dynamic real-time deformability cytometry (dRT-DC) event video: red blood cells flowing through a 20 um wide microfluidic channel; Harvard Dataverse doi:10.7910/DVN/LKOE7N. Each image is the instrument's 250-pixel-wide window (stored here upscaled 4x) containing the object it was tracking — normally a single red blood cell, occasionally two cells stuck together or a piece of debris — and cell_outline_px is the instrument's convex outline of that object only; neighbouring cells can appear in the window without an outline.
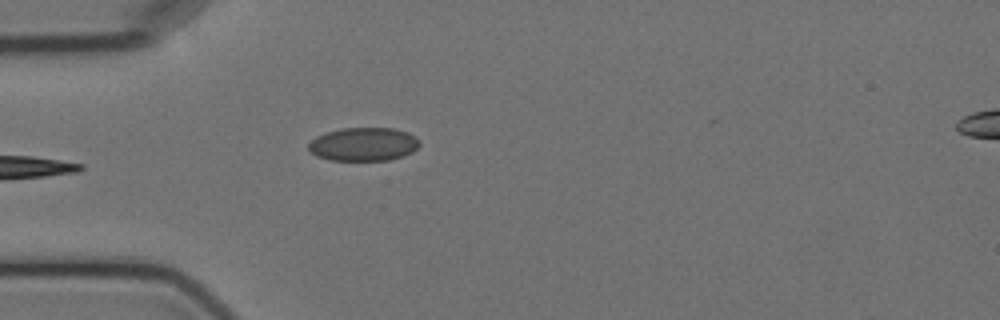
{"species": "Egyptian fruit bat (a non-hibernating species)", "species_latin": "Rousettus aegyptiacus", "temperature_condition": "cold", "stored_images_in_passage": 6, "camera_frame_rate_fps": 3000, "um_per_image_px": 0.085, "animal": {"sex": "female"}, "frame": {"image": 1, "passage_image": 5, "time_ms": 5.667, "image_size_px": [1000, 320], "cell_outline_px": [[420, 144], [412, 152], [404, 156], [388, 160], [332, 160], [316, 156], [308, 148], [308, 144], [316, 136], [324, 132], [340, 128], [392, 128], [408, 132], [416, 136], [420, 140]], "centroid_in_image_um": [30.91, 12.25], "position_along_channel_um": 54.1, "area_um2": 21.79}}